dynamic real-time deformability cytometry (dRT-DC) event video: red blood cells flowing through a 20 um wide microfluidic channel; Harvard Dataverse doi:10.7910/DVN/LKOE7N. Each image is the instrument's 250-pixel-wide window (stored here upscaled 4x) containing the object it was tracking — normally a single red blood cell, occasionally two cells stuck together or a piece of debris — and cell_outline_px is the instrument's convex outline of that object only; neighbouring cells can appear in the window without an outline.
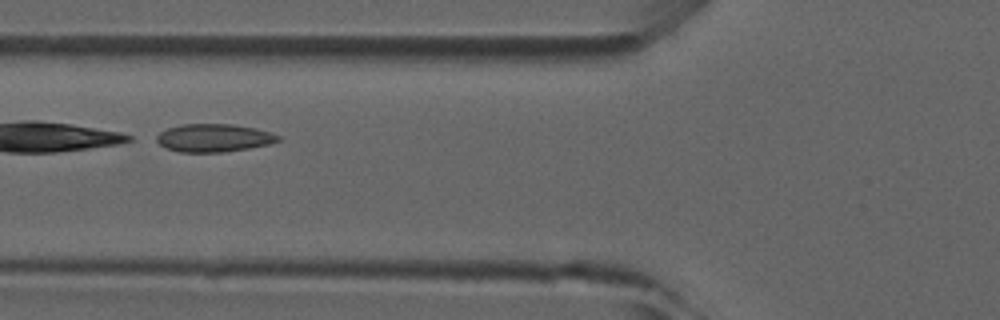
{"species": "common noctule bat (a hibernating species)", "species_latin": "Nyctalus noctula", "temperature_condition": "room temperature", "stored_images_in_passage": 48, "camera_frame_rate_fps": 3000, "um_per_image_px": 0.085, "animal": {"sex": "male", "forearm_length_mm": 52.5}, "frame": {"image": 1, "passage_image": 18, "time_ms": 5.667, "image_size_px": [1000, 320], "cell_outline_px": [[280, 140], [268, 144], [248, 148], [224, 152], [180, 152], [168, 148], [160, 144], [156, 140], [156, 136], [160, 132], [168, 128], [180, 124], [232, 124], [256, 128], [280, 136]], "centroid_in_image_um": [18.16, 11.71], "position_along_channel_um": 107.6, "area_um2": 19.65}}
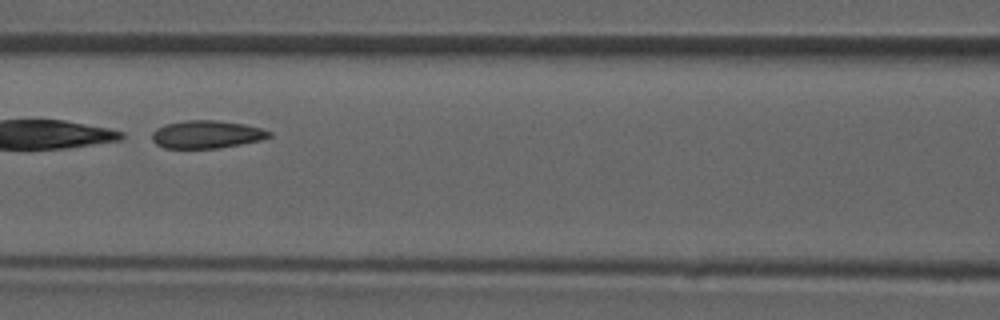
{"frame": {"image": 2, "passage_image": 21, "time_ms": 6.667, "image_size_px": [1000, 320], "cell_outline_px": [[272, 136], [260, 140], [220, 148], [164, 148], [156, 144], [152, 140], [152, 132], [156, 128], [164, 124], [184, 120], [216, 120], [244, 124], [260, 128], [272, 132]], "centroid_in_image_um": [17.54, 11.42], "position_along_channel_um": 149.1, "area_um2": 19.07}}